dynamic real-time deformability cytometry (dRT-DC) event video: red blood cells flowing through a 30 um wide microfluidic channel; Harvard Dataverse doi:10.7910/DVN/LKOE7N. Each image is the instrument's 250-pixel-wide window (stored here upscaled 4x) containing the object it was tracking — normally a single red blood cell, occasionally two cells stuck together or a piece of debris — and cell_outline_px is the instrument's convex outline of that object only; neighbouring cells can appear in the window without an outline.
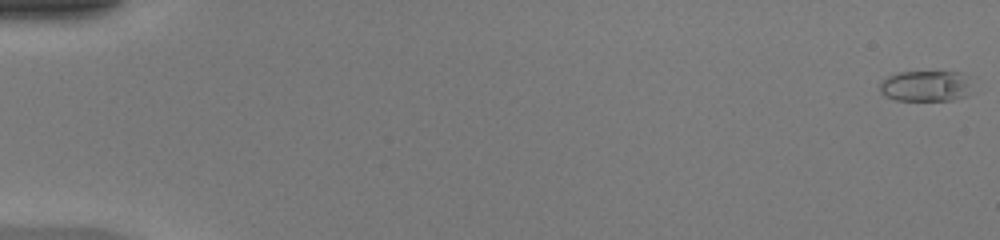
{"species": "common noctule bat (a hibernating species)", "species_latin": "Nyctalus noctula", "temperature_condition": "warm", "stored_images_in_passage": 50, "camera_frame_rate_fps": 3000, "um_per_image_px": 0.085, "animal": {"sex": "female", "body_mass_g": 20.0, "forearm_length_mm": 54.0}, "frame": {"image": 1, "passage_image": 1, "time_ms": 0.0, "image_size_px": [1000, 240], "cell_outline_px": [[972, 76], [968, 96], [952, 100], [896, 100], [884, 96], [880, 92], [880, 84], [888, 76], [900, 72], [960, 72]], "centroid_in_image_um": [78.74, 7.31], "position_along_channel_um": 6.3, "area_um2": 16.82}}
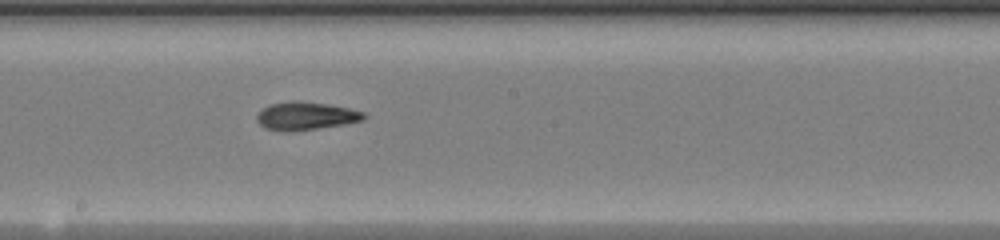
{"frame": {"image": 2, "passage_image": 29, "time_ms": 9.333, "image_size_px": [1000, 240], "cell_outline_px": [[368, 116], [364, 120], [344, 124], [288, 132], [280, 132], [264, 128], [256, 120], [256, 116], [268, 104], [292, 100], [296, 100], [328, 104], [348, 108], [364, 112]], "centroid_in_image_um": [25.97, 9.85], "position_along_channel_um": 222.2, "area_um2": 17.63}}
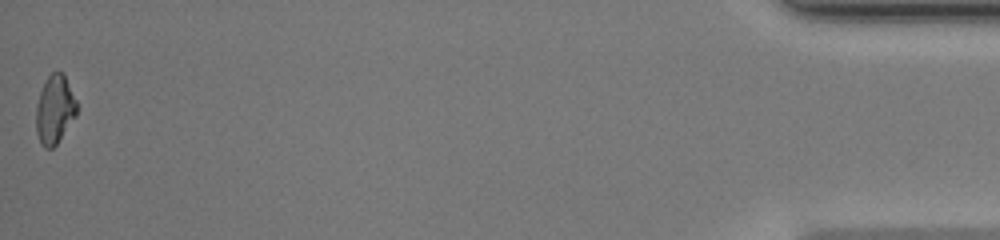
{"frame": {"image": 3, "passage_image": 50, "time_ms": 16.333, "image_size_px": [1000, 240], "cell_outline_px": [[76, 116], [56, 144], [52, 148], [44, 148], [40, 144], [36, 132], [36, 104], [40, 92], [48, 76], [52, 72], [64, 72], [76, 100]], "centroid_in_image_um": [4.64, 9.31], "position_along_channel_um": 430.6, "area_um2": 16.24}, "authors_computed_cell_mechanics": {"area_um2": 17.1955, "velocity_mm_per_s": 4.274, "shape_relaxation_time_tau1_ms": 10.671, "shape_relaxation_time_tau2_ms": 2.3099, "deformation_change_tau1": 0.3256, "deformation_change_tau2": 0.0861}}